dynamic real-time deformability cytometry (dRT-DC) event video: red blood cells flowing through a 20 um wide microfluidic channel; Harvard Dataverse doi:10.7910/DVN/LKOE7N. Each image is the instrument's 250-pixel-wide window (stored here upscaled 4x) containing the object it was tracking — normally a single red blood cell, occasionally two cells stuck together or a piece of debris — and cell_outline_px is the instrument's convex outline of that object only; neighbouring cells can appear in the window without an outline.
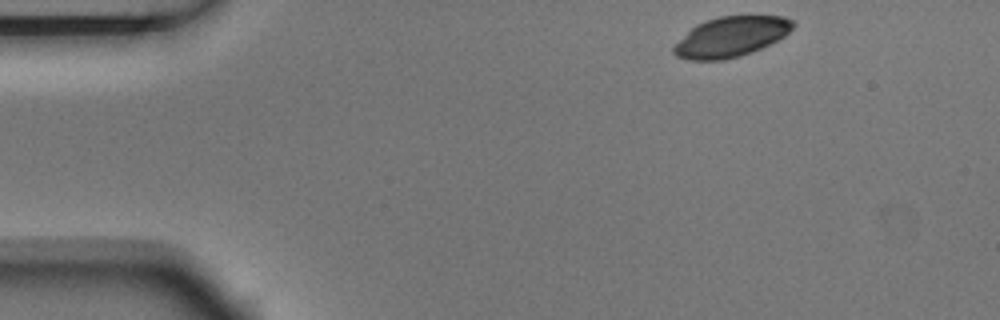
{"species": "Egyptian fruit bat (a non-hibernating species)", "species_latin": "Rousettus aegyptiacus", "temperature_condition": "room temperature", "stored_images_in_passage": 3, "camera_frame_rate_fps": 3000, "um_per_image_px": 0.085, "animal": {"sex": "male"}, "frame": {"image": 1, "passage_image": 1, "time_ms": 0.0, "image_size_px": [1000, 320], "cell_outline_px": [[796, 24], [784, 36], [760, 48], [736, 56], [720, 60], [688, 60], [676, 56], [672, 52], [672, 48], [696, 24], [720, 16], [752, 12], [784, 16], [792, 20]], "centroid_in_image_um": [62.18, 3.05], "position_along_channel_um": 22.8, "area_um2": 28.21}}